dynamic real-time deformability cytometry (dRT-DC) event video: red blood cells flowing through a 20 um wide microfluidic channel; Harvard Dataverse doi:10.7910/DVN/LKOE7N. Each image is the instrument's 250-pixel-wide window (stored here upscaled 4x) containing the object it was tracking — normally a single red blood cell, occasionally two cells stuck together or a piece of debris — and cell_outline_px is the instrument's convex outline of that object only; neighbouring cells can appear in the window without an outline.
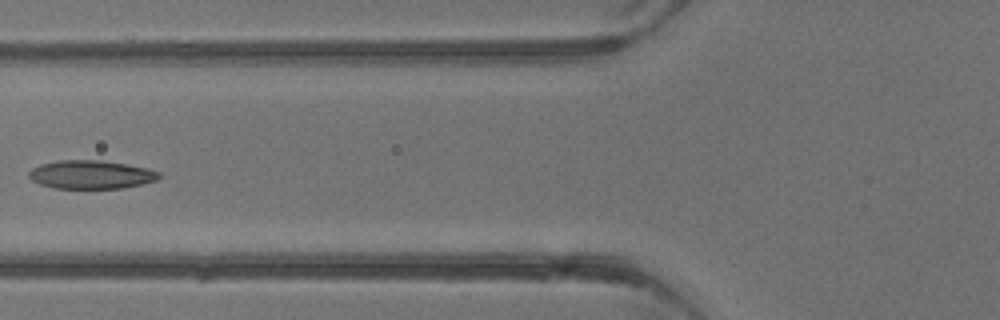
{"species": "common noctule bat (a hibernating species)", "species_latin": "Nyctalus noctula", "temperature_condition": "warm", "stored_images_in_passage": 4, "camera_frame_rate_fps": 3000, "um_per_image_px": 0.085, "animal": {"sex": "male", "body_mass_g": 13.3}, "frame": {"image": 1, "passage_image": 4, "time_ms": 3.333, "image_size_px": [1000, 320], "cell_outline_px": [[160, 176], [156, 180], [124, 188], [52, 188], [40, 184], [32, 180], [28, 176], [28, 172], [32, 168], [40, 164], [60, 160], [100, 160], [148, 168], [160, 172]], "centroid_in_image_um": [7.71, 14.84], "position_along_channel_um": 118.1, "area_um2": 21.5}}